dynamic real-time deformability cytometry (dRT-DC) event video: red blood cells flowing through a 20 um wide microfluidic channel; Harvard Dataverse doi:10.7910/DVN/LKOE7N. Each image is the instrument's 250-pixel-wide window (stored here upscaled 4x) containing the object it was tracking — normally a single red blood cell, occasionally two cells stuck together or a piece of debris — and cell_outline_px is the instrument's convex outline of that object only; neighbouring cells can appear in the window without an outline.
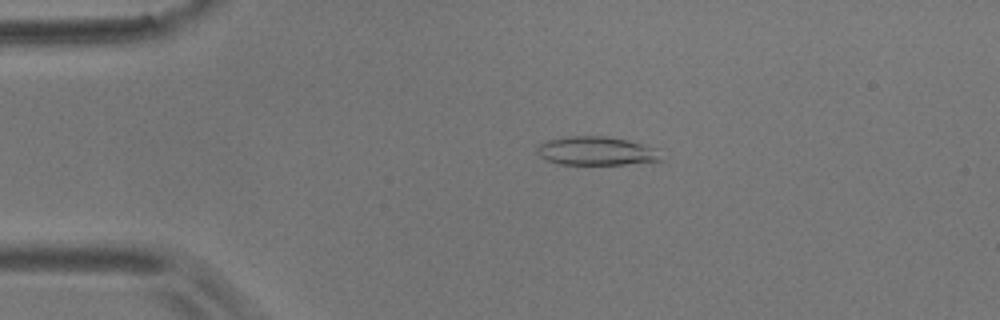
{"species": "common noctule bat (a hibernating species)", "species_latin": "Nyctalus noctula", "temperature_condition": "room temperature", "stored_images_in_passage": 7, "camera_frame_rate_fps": 3000, "um_per_image_px": 0.085, "animal": {"sex": "male", "body_mass_g": 17.9}, "frame": {"image": 1, "passage_image": 4, "time_ms": 3.667, "image_size_px": [1000, 320], "cell_outline_px": [[664, 160], [624, 164], [560, 164], [548, 160], [540, 156], [536, 152], [536, 148], [540, 144], [548, 140], [572, 136], [604, 136], [624, 140], [656, 148]], "centroid_in_image_um": [50.68, 12.84], "position_along_channel_um": 34.3, "area_um2": 20.35}}